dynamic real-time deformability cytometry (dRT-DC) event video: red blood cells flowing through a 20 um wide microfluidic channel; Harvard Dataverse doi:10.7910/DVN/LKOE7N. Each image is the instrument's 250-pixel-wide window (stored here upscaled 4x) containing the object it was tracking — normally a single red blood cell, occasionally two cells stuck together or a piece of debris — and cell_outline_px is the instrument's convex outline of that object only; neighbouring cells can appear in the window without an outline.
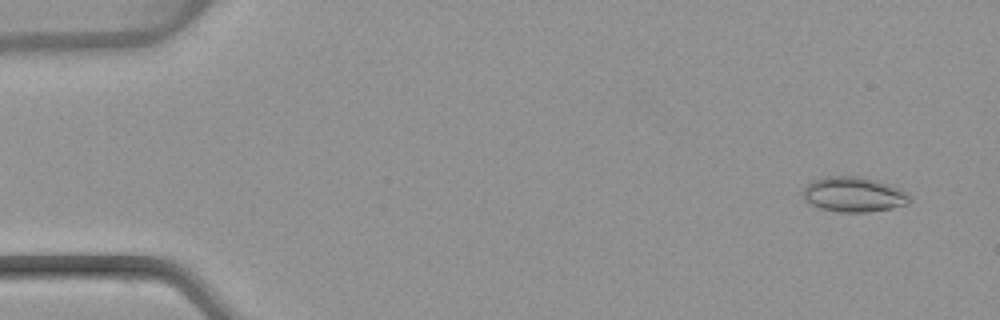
{"species": "common noctule bat (a hibernating species)", "species_latin": "Nyctalus noctula", "temperature_condition": "warm", "stored_images_in_passage": 55, "camera_frame_rate_fps": 3000, "um_per_image_px": 0.085, "animal": {"sex": "female", "body_mass_g": 22.7, "forearm_length_mm": 54.2}, "frame": {"image": 1, "passage_image": 4, "time_ms": 1.0, "image_size_px": [1000, 320], "cell_outline_px": [[912, 200], [908, 204], [892, 208], [868, 212], [840, 212], [820, 208], [804, 200], [800, 192], [812, 180], [828, 176], [860, 176], [876, 180], [888, 184], [908, 192]], "centroid_in_image_um": [72.56, 16.53], "position_along_channel_um": 12.4, "area_um2": 21.96}}
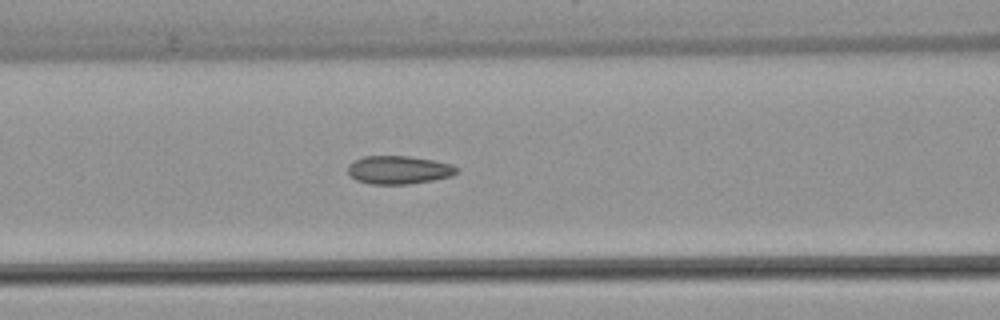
{"frame": {"image": 2, "passage_image": 23, "time_ms": 7.333, "image_size_px": [1000, 320], "cell_outline_px": [[460, 168], [452, 176], [432, 180], [408, 184], [368, 184], [356, 180], [348, 172], [348, 164], [364, 156], [408, 156], [432, 160], [452, 164]], "centroid_in_image_um": [33.9, 14.44], "position_along_channel_um": 132.7, "area_um2": 17.86}}
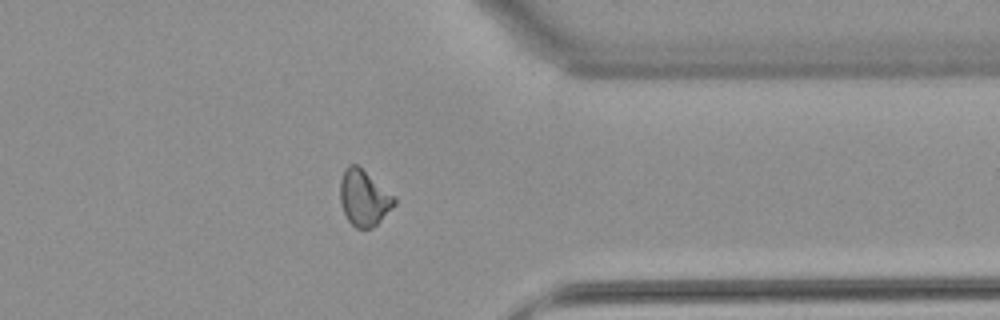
{"frame": {"image": 3, "passage_image": 43, "time_ms": 14.0, "image_size_px": [1000, 320], "cell_outline_px": [[396, 204], [372, 228], [356, 228], [348, 220], [344, 212], [340, 200], [340, 180], [344, 168], [348, 164], [356, 164], [396, 196]], "centroid_in_image_um": [30.93, 16.8], "position_along_channel_um": 380.5, "area_um2": 17.63}}